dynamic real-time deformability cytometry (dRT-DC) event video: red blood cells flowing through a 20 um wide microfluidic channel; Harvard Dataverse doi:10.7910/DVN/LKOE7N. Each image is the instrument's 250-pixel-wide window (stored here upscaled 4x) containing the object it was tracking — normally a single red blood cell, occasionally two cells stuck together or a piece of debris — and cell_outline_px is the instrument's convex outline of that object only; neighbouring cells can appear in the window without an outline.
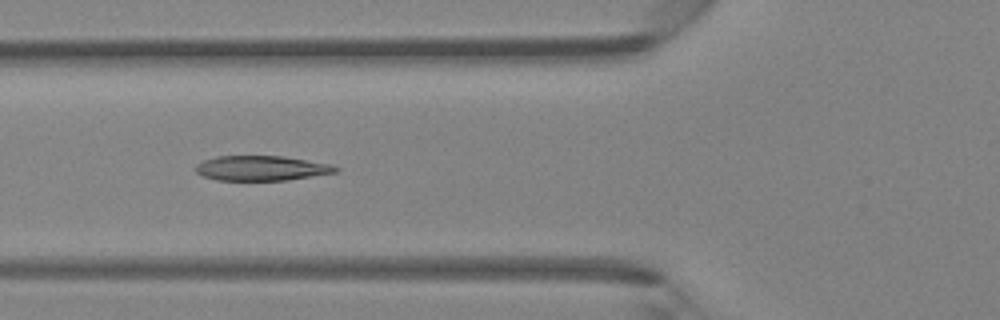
{"species": "Egyptian fruit bat (a non-hibernating species)", "species_latin": "Rousettus aegyptiacus", "temperature_condition": "room temperature", "stored_images_in_passage": 5, "camera_frame_rate_fps": 3000, "um_per_image_px": 0.085, "animal": {"sex": "female"}, "frame": {"image": 1, "passage_image": 5, "time_ms": 4.667, "image_size_px": [1000, 320], "cell_outline_px": [[340, 168], [336, 172], [288, 180], [216, 180], [204, 176], [196, 172], [196, 164], [204, 160], [216, 156], [284, 156], [328, 164]], "centroid_in_image_um": [22.19, 14.29], "position_along_channel_um": 103.6, "area_um2": 20.11}}